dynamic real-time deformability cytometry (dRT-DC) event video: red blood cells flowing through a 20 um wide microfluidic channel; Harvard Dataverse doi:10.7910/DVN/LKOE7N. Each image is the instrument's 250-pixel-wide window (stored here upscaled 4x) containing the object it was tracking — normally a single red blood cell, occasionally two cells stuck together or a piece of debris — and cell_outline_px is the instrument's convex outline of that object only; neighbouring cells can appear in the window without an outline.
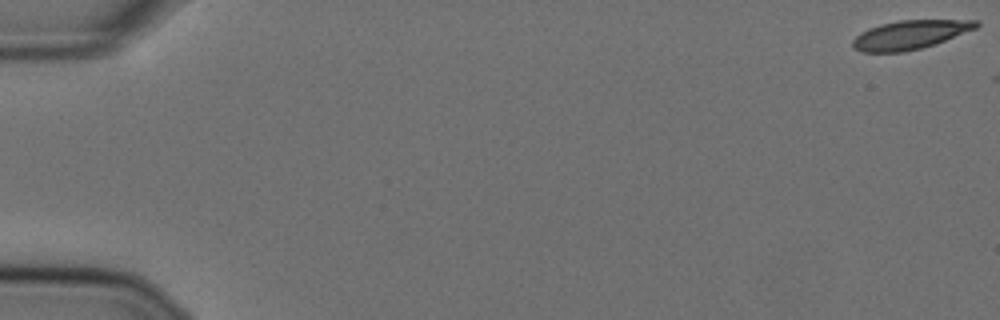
{"species": "Egyptian fruit bat (a non-hibernating species)", "species_latin": "Rousettus aegyptiacus", "temperature_condition": "cold", "stored_images_in_passage": 6, "camera_frame_rate_fps": 3000, "um_per_image_px": 0.085, "animal": {"sex": "female"}, "frame": {"image": 1, "passage_image": 1, "time_ms": 0.0, "image_size_px": [1000, 320], "cell_outline_px": [[980, 24], [976, 28], [936, 44], [920, 48], [900, 52], [860, 52], [852, 48], [852, 40], [860, 32], [868, 28], [880, 24], [900, 20], [980, 20]], "centroid_in_image_um": [77.32, 2.95], "position_along_channel_um": 7.7, "area_um2": 20.81}}